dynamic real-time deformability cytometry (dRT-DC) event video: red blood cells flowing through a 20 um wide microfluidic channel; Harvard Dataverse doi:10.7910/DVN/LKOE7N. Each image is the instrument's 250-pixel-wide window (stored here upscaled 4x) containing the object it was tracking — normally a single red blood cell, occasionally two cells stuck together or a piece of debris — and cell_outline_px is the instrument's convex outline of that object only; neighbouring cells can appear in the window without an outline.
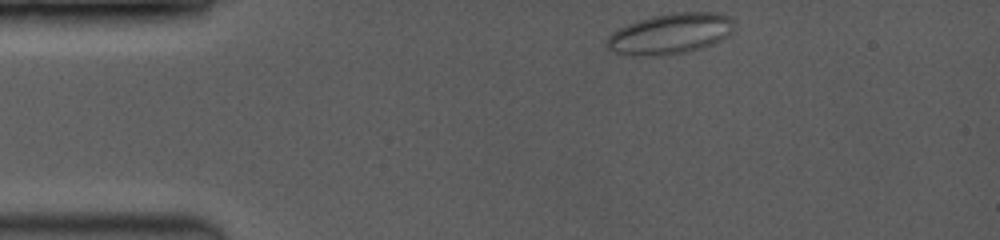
{"species": "common noctule bat (a hibernating species)", "species_latin": "Nyctalus noctula", "temperature_condition": "room temperature", "stored_images_in_passage": 39, "camera_frame_rate_fps": 3500, "um_per_image_px": 0.085, "animal": {"sex": "female", "body_mass_g": 19.0, "forearm_length_mm": 53.3}, "frame": {"image": 1, "passage_image": 1, "time_ms": 0.0, "image_size_px": [1000, 240], "cell_outline_px": [[732, 32], [728, 36], [704, 48], [688, 52], [660, 56], [632, 56], [616, 52], [608, 48], [608, 36], [612, 32], [620, 28], [640, 20], [656, 16], [684, 12], [708, 12], [728, 16], [732, 20]], "centroid_in_image_um": [56.99, 2.9], "position_along_channel_um": 28.0, "area_um2": 29.71}}
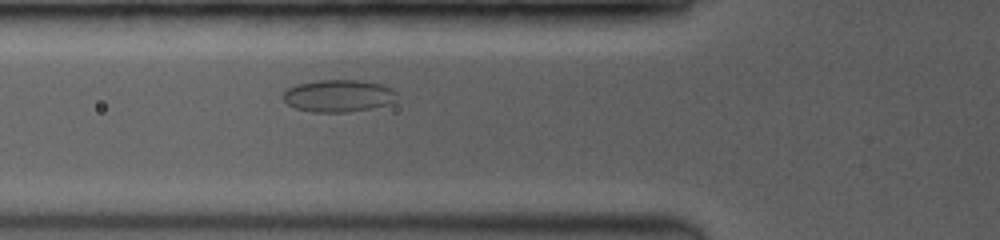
{"frame": {"image": 2, "passage_image": 21, "time_ms": 3.429, "image_size_px": [1000, 240], "cell_outline_px": [[396, 100], [388, 104], [372, 108], [344, 112], [312, 112], [296, 108], [288, 104], [280, 96], [288, 88], [296, 84], [316, 80], [360, 80], [380, 84], [392, 88], [396, 92]], "centroid_in_image_um": [28.74, 8.14], "position_along_channel_um": 97.1, "area_um2": 21.44}}
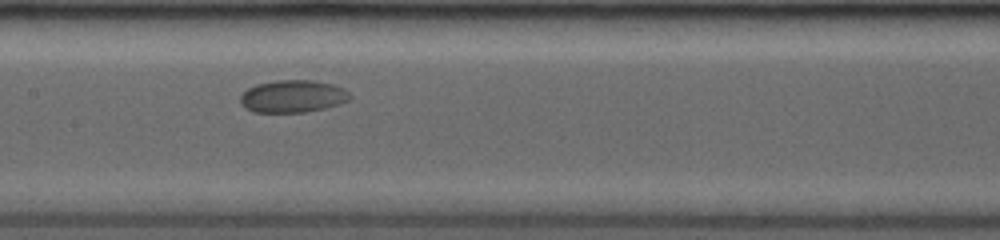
{"frame": {"image": 3, "passage_image": 38, "time_ms": 5.714, "image_size_px": [1000, 240], "cell_outline_px": [[352, 100], [340, 104], [324, 108], [304, 112], [256, 112], [244, 108], [240, 104], [240, 96], [248, 88], [256, 84], [276, 80], [312, 80], [332, 84], [344, 88], [352, 96]], "centroid_in_image_um": [24.9, 8.18], "position_along_channel_um": 182.5, "area_um2": 20.87}}